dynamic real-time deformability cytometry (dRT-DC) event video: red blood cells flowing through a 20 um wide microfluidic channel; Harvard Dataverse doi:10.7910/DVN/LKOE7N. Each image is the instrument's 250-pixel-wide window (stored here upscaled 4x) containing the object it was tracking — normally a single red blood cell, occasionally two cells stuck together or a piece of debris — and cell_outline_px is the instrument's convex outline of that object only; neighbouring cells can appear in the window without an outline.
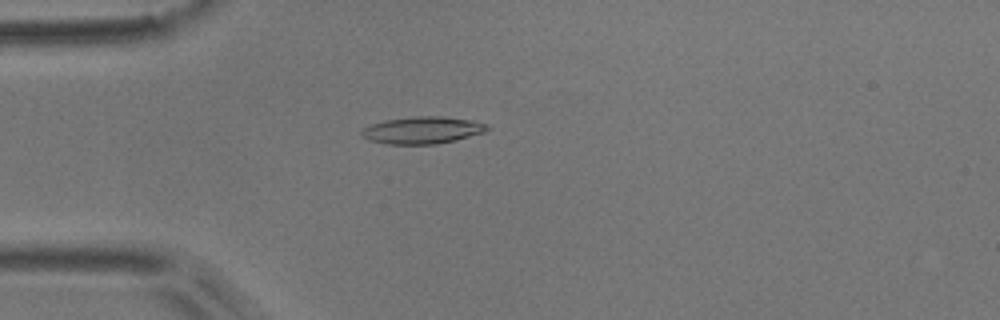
{"species": "common noctule bat (a hibernating species)", "species_latin": "Nyctalus noctula", "temperature_condition": "room temperature", "stored_images_in_passage": 2, "camera_frame_rate_fps": 3000, "um_per_image_px": 0.085, "animal": {"sex": "male", "body_mass_g": 17.9}, "frame": {"image": 1, "passage_image": 1, "time_ms": 0.0, "image_size_px": [1000, 320], "cell_outline_px": [[492, 128], [484, 132], [456, 140], [436, 144], [388, 144], [368, 140], [360, 136], [360, 132], [364, 128], [372, 124], [384, 120], [416, 116], [444, 116], [472, 120], [488, 124]], "centroid_in_image_um": [35.92, 11.06], "position_along_channel_um": 49.1, "area_um2": 20.0}}